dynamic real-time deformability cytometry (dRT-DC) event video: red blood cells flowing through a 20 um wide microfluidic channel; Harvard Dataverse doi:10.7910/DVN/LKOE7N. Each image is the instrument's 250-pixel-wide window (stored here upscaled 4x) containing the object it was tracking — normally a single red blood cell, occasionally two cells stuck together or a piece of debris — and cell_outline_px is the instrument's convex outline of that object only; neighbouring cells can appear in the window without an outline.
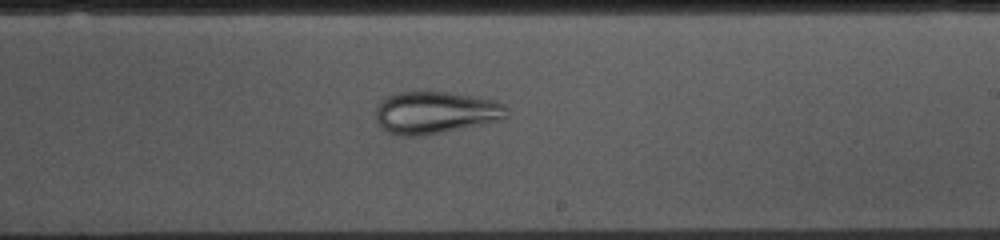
{"species": "common noctule bat (a hibernating species)", "species_latin": "Nyctalus noctula", "temperature_condition": "cold", "stored_images_in_passage": 53, "camera_frame_rate_fps": 3000, "um_per_image_px": 0.085, "animal": {"sex": "female", "body_mass_g": 10.0, "forearm_length_mm": 53.1}, "frame": {"image": 1, "passage_image": 30, "time_ms": 9.667, "image_size_px": [1000, 240], "cell_outline_px": [[508, 116], [504, 120], [420, 136], [400, 136], [388, 132], [380, 128], [376, 120], [376, 108], [380, 100], [384, 96], [396, 92], [448, 92], [472, 96], [492, 100], [504, 104], [508, 108]], "centroid_in_image_um": [36.99, 9.57], "position_along_channel_um": 252.0, "area_um2": 32.54}}
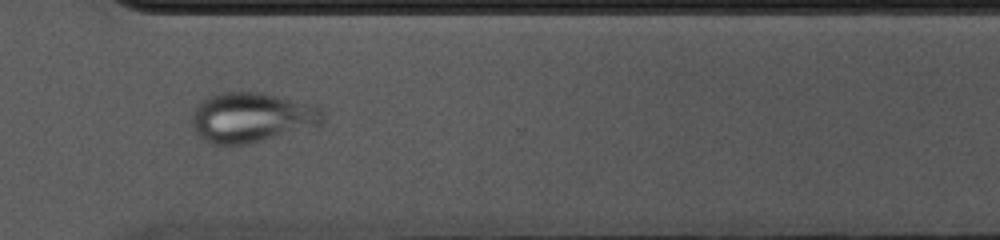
{"frame": {"image": 2, "passage_image": 38, "time_ms": 12.333, "image_size_px": [1000, 240], "cell_outline_px": [[324, 120], [320, 124], [248, 144], [208, 144], [196, 132], [192, 124], [192, 116], [196, 108], [208, 96], [220, 92], [260, 92], [316, 104], [324, 112]], "centroid_in_image_um": [21.4, 9.97], "position_along_channel_um": 349.2, "area_um2": 37.8}}
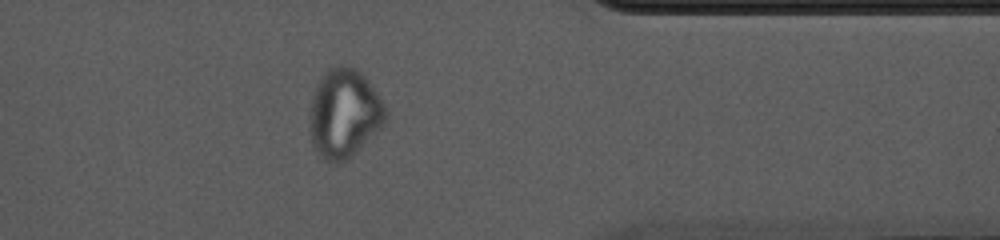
{"frame": {"image": 3, "passage_image": 42, "time_ms": 13.667, "image_size_px": [1000, 240], "cell_outline_px": [[388, 116], [384, 124], [344, 160], [336, 164], [324, 160], [320, 156], [312, 144], [308, 120], [312, 96], [324, 72], [332, 64], [348, 64], [356, 68], [368, 80], [388, 108]], "centroid_in_image_um": [29.24, 9.58], "position_along_channel_um": 382.2, "area_um2": 39.42}}